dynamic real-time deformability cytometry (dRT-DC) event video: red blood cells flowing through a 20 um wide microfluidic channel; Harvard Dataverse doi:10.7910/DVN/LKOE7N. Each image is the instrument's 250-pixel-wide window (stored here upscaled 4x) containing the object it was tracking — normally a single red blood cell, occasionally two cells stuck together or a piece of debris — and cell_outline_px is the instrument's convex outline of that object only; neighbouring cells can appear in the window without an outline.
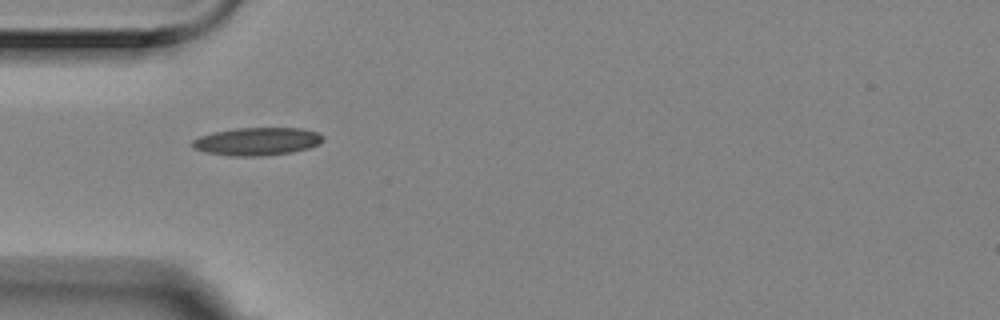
{"species": "Egyptian fruit bat (a non-hibernating species)", "species_latin": "Rousettus aegyptiacus", "temperature_condition": "room temperature", "stored_images_in_passage": 40, "camera_frame_rate_fps": 3000, "um_per_image_px": 0.085, "animal": {"sex": "female"}, "frame": {"image": 1, "passage_image": 1, "time_ms": 0.0, "image_size_px": [1000, 320], "cell_outline_px": [[324, 140], [320, 144], [308, 148], [292, 152], [260, 156], [232, 156], [204, 152], [192, 148], [192, 140], [200, 136], [212, 132], [236, 128], [300, 128], [320, 132], [324, 136]], "centroid_in_image_um": [21.87, 12.01], "position_along_channel_um": 63.1, "area_um2": 21.44}}
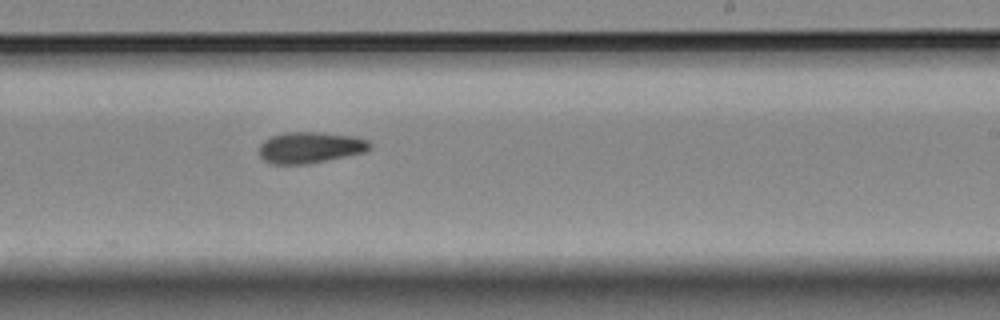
{"frame": {"image": 2, "passage_image": 18, "time_ms": 5.667, "image_size_px": [1000, 320], "cell_outline_px": [[372, 148], [364, 152], [308, 164], [272, 164], [264, 160], [260, 156], [260, 144], [264, 140], [272, 136], [284, 132], [320, 132], [356, 136], [368, 140], [372, 144]], "centroid_in_image_um": [26.38, 12.53], "position_along_channel_um": 262.6, "area_um2": 20.23}}
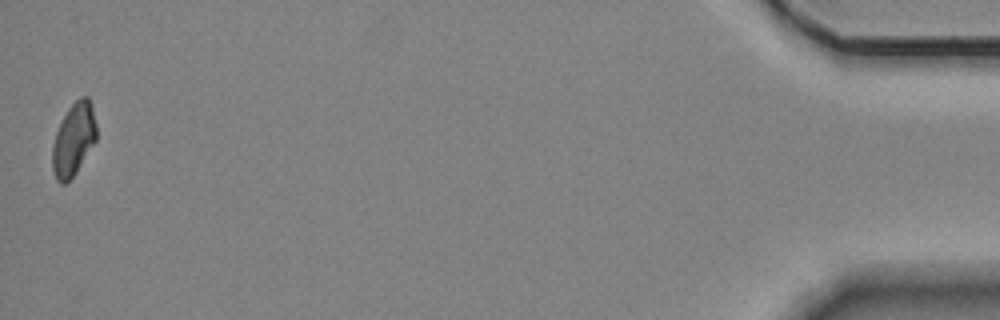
{"frame": {"image": 3, "passage_image": 40, "time_ms": 13.0, "image_size_px": [1000, 320], "cell_outline_px": [[96, 140], [76, 172], [64, 184], [60, 184], [56, 180], [52, 168], [52, 144], [56, 132], [68, 108], [80, 96], [88, 96], [92, 108], [96, 124]], "centroid_in_image_um": [6.24, 11.85], "position_along_channel_um": 429.0, "area_um2": 18.5}, "authors_computed_cell_mechanics": {"area_um2": 19.5364, "velocity_mm_per_s": 3.5289, "shape_relaxation_time_tau1_ms": 6.6843, "shape_relaxation_time_tau2_ms": 6.4207, "deformation_change_tau1": 0.1638, "deformation_change_tau2": 0.1251}}